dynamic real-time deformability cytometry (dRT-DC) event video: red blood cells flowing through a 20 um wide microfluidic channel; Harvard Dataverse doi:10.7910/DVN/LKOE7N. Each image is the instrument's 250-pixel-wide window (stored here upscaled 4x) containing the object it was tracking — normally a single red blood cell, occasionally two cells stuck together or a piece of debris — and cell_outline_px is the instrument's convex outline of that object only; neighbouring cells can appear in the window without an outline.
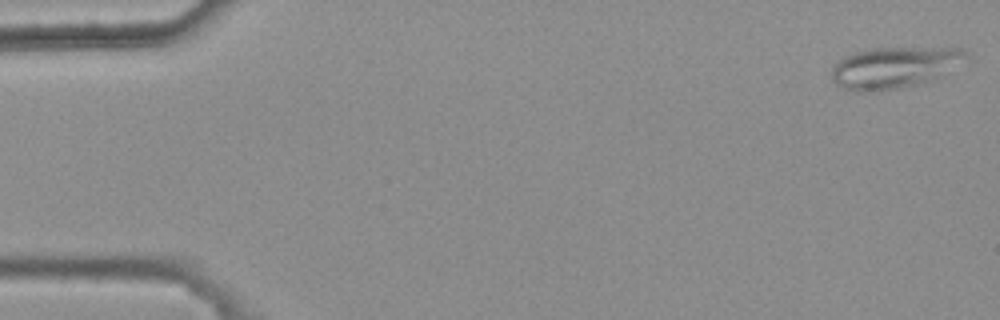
{"species": "common noctule bat (a hibernating species)", "species_latin": "Nyctalus noctula", "temperature_condition": "warm", "stored_images_in_passage": 5, "camera_frame_rate_fps": 3000, "um_per_image_px": 0.085, "animal": {"sex": "female", "body_mass_g": 25.1}, "frame": {"image": 1, "passage_image": 1, "time_ms": 0.0, "image_size_px": [1000, 320], "cell_outline_px": [[968, 56], [944, 76], [916, 84], [900, 88], [880, 92], [856, 92], [844, 88], [836, 84], [832, 80], [832, 64], [844, 56], [856, 52], [872, 48], [964, 48]], "centroid_in_image_um": [75.98, 5.75], "position_along_channel_um": 9.0, "area_um2": 32.6}}